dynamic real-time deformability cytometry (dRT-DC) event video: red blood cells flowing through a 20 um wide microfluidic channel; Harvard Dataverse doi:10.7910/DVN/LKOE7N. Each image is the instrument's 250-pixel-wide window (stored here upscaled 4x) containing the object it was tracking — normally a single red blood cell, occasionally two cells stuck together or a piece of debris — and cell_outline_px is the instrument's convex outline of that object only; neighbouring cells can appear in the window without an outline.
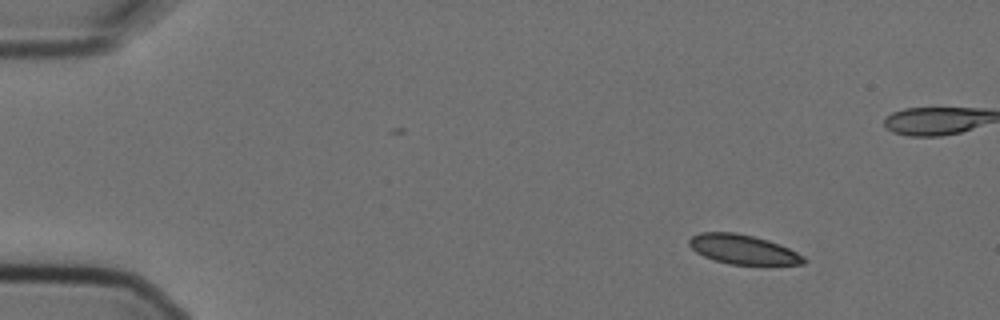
{"species": "Egyptian fruit bat (a non-hibernating species)", "species_latin": "Rousettus aegyptiacus", "temperature_condition": "cold", "stored_images_in_passage": 11, "camera_frame_rate_fps": 3000, "um_per_image_px": 0.085, "animal": {"sex": "female"}, "frame": {"image": 1, "passage_image": 2, "time_ms": 0.333, "image_size_px": [1000, 320], "cell_outline_px": [[808, 260], [804, 264], [728, 264], [704, 256], [696, 252], [688, 244], [688, 240], [692, 236], [700, 232], [736, 232], [768, 240], [780, 244], [804, 256]], "centroid_in_image_um": [63.15, 21.19], "position_along_channel_um": 21.8, "area_um2": 19.54}}
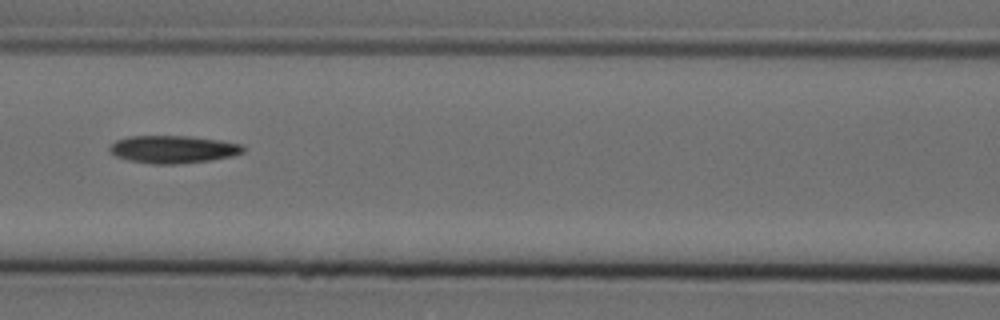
{"frame": {"image": 2, "passage_image": 7, "time_ms": 2.0, "image_size_px": [1000, 320], "cell_outline_px": [[244, 152], [232, 156], [212, 160], [176, 164], [152, 164], [128, 160], [116, 156], [108, 148], [116, 140], [128, 136], [188, 136], [220, 140], [244, 144]], "centroid_in_image_um": [14.74, 12.69], "position_along_channel_um": 151.9, "area_um2": 21.56}}
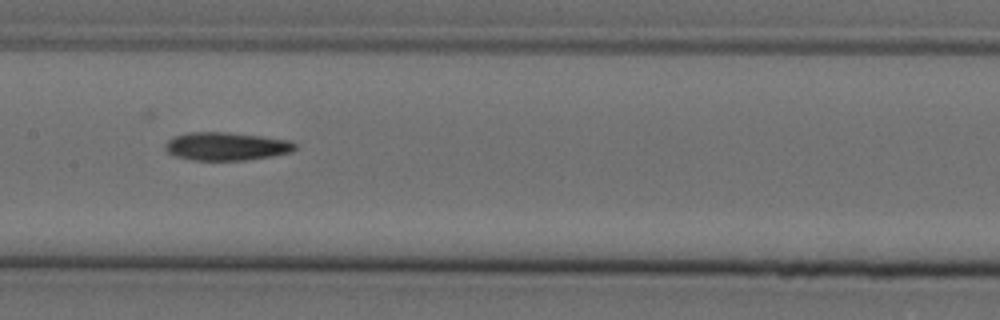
{"frame": {"image": 3, "passage_image": 8, "time_ms": 2.333, "image_size_px": [1000, 320], "cell_outline_px": [[296, 148], [292, 152], [272, 156], [244, 160], [192, 160], [176, 156], [168, 152], [164, 148], [164, 144], [168, 140], [176, 136], [188, 132], [228, 132], [292, 140], [296, 144]], "centroid_in_image_um": [19.25, 12.43], "position_along_channel_um": 188.1, "area_um2": 21.33}}